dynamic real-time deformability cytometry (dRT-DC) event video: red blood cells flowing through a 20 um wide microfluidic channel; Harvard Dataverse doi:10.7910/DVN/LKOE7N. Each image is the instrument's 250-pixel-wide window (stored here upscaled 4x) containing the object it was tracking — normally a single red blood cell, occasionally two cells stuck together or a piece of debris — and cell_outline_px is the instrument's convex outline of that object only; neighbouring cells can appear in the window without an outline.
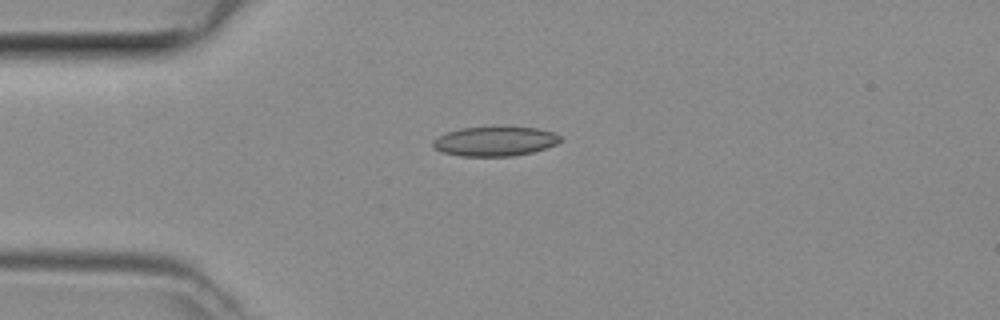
{"species": "common noctule bat (a hibernating species)", "species_latin": "Nyctalus noctula", "temperature_condition": "room temperature", "stored_images_in_passage": 37, "camera_frame_rate_fps": 3000, "um_per_image_px": 0.085, "animal": {"sex": "female", "body_mass_g": 29.2, "forearm_length_mm": 56.3}, "frame": {"image": 1, "passage_image": 1, "time_ms": 0.0, "image_size_px": [1000, 320], "cell_outline_px": [[560, 140], [556, 144], [532, 152], [512, 156], [460, 156], [440, 152], [432, 144], [432, 140], [448, 132], [460, 128], [536, 128], [552, 132], [560, 136]], "centroid_in_image_um": [42.03, 12.03], "position_along_channel_um": 43.0, "area_um2": 21.39}}
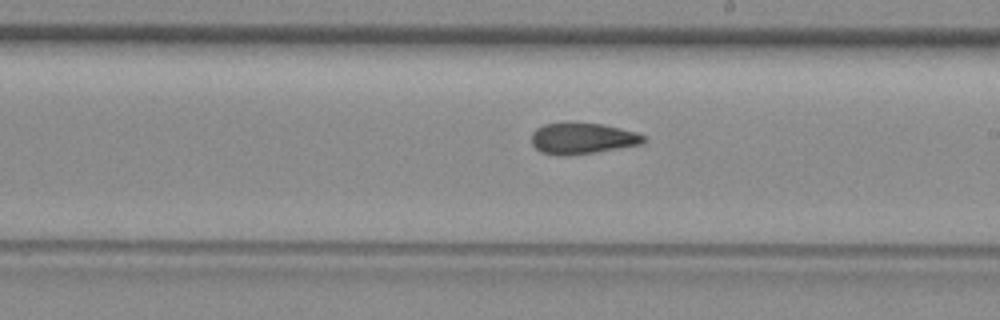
{"frame": {"image": 2, "passage_image": 16, "time_ms": 5.0, "image_size_px": [1000, 320], "cell_outline_px": [[644, 140], [640, 144], [568, 156], [556, 156], [540, 152], [532, 144], [532, 132], [536, 128], [544, 124], [600, 124], [620, 128], [636, 132], [644, 136]], "centroid_in_image_um": [49.44, 11.79], "position_along_channel_um": 239.6, "area_um2": 19.83}}
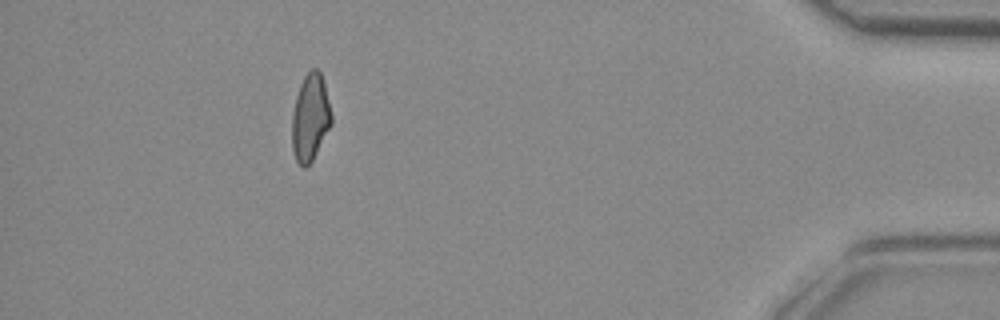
{"frame": {"image": 3, "passage_image": 32, "time_ms": 10.333, "image_size_px": [1000, 320], "cell_outline_px": [[332, 124], [312, 160], [304, 168], [296, 160], [292, 148], [292, 112], [296, 96], [300, 84], [304, 76], [312, 68], [316, 68], [320, 72], [324, 84], [332, 116]], "centroid_in_image_um": [26.36, 9.98], "position_along_channel_um": 408.8, "area_um2": 19.83}}